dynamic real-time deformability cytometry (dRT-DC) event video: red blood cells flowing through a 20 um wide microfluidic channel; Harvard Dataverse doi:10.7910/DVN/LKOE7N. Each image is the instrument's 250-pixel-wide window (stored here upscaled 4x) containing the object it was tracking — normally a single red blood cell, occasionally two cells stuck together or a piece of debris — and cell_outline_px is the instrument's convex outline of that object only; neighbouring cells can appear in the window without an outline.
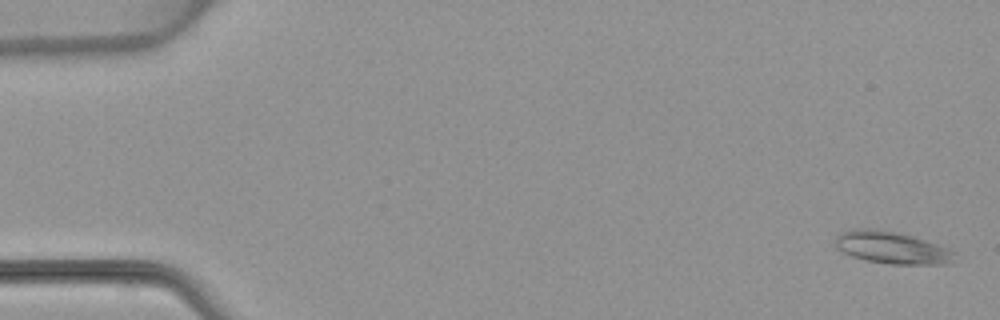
{"species": "common noctule bat (a hibernating species)", "species_latin": "Nyctalus noctula", "temperature_condition": "warm", "stored_images_in_passage": 5, "camera_frame_rate_fps": 3000, "um_per_image_px": 0.085, "animal": {"sex": "female", "body_mass_g": 22.7, "forearm_length_mm": 54.2}, "frame": {"image": 1, "passage_image": 5, "time_ms": 6.0, "image_size_px": [1000, 320], "cell_outline_px": [[956, 252], [948, 264], [892, 264], [868, 260], [852, 256], [836, 248], [836, 236], [840, 232], [856, 228], [876, 228], [896, 232], [912, 236], [948, 248]], "centroid_in_image_um": [75.77, 21.03], "position_along_channel_um": 9.2, "area_um2": 22.14}}